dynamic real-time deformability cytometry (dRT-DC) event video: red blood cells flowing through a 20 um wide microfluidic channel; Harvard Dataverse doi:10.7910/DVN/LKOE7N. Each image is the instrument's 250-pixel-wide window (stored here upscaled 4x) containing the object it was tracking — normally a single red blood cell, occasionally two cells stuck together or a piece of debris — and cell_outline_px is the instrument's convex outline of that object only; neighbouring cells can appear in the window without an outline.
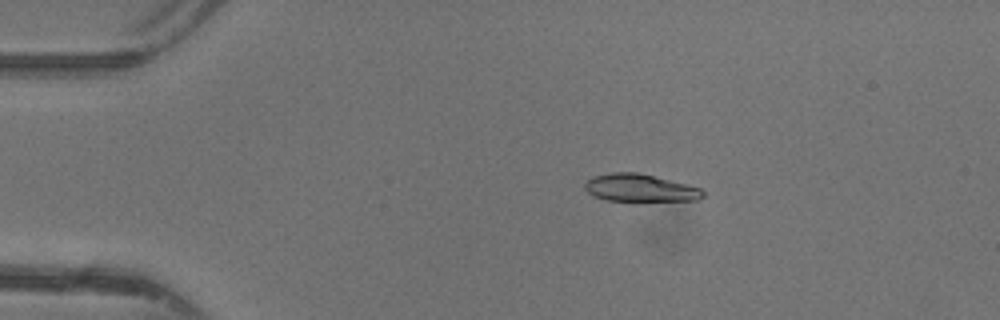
{"species": "common noctule bat (a hibernating species)", "species_latin": "Nyctalus noctula", "temperature_condition": "warm", "stored_images_in_passage": 41, "camera_frame_rate_fps": 3000, "um_per_image_px": 0.085, "animal": {"sex": "female"}, "frame": {"image": 1, "passage_image": 3, "time_ms": 0.667, "image_size_px": [1000, 320], "cell_outline_px": [[704, 196], [700, 200], [608, 200], [592, 196], [584, 188], [584, 184], [592, 176], [612, 172], [636, 172], [688, 184], [704, 188]], "centroid_in_image_um": [54.42, 15.96], "position_along_channel_um": 30.6, "area_um2": 18.9}}
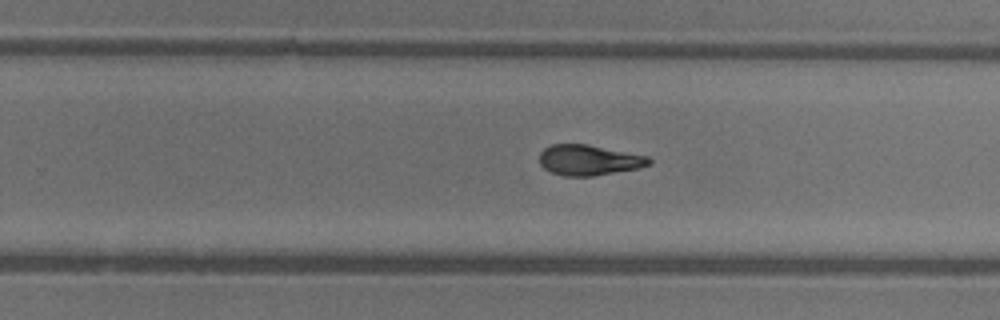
{"frame": {"image": 2, "passage_image": 24, "time_ms": 7.667, "image_size_px": [1000, 320], "cell_outline_px": [[652, 164], [640, 168], [592, 176], [564, 176], [552, 172], [544, 168], [540, 164], [540, 152], [544, 148], [552, 144], [588, 144], [648, 156], [652, 160]], "centroid_in_image_um": [50.08, 13.6], "position_along_channel_um": 279.7, "area_um2": 19.54}}
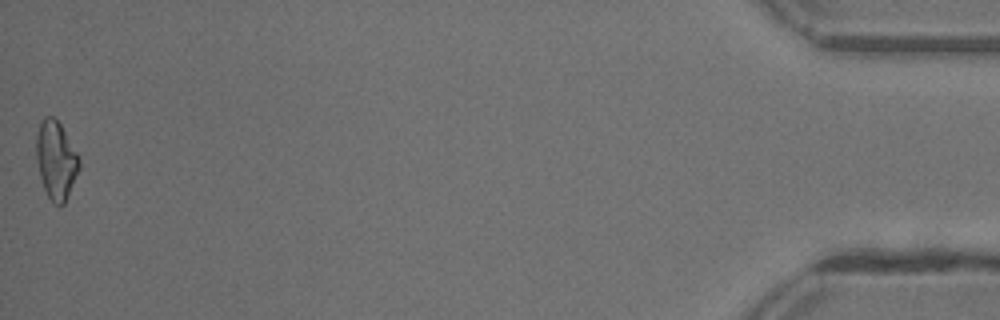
{"frame": {"image": 3, "passage_image": 41, "time_ms": 13.333, "image_size_px": [1000, 320], "cell_outline_px": [[80, 168], [64, 204], [56, 204], [48, 196], [44, 188], [40, 176], [36, 160], [36, 136], [40, 124], [44, 116], [52, 116], [60, 124], [80, 156]], "centroid_in_image_um": [4.77, 13.59], "position_along_channel_um": 430.4, "area_um2": 19.42}, "authors_computed_cell_mechanics": {"area_um2": 19.652, "velocity_mm_per_s": 4.4046, "shape_relaxation_time_tau1_ms": 4.9557, "shape_relaxation_time_tau2_ms": 1.5406, "deformation_change_tau1": 0.1803, "deformation_change_tau2": 0.076}}